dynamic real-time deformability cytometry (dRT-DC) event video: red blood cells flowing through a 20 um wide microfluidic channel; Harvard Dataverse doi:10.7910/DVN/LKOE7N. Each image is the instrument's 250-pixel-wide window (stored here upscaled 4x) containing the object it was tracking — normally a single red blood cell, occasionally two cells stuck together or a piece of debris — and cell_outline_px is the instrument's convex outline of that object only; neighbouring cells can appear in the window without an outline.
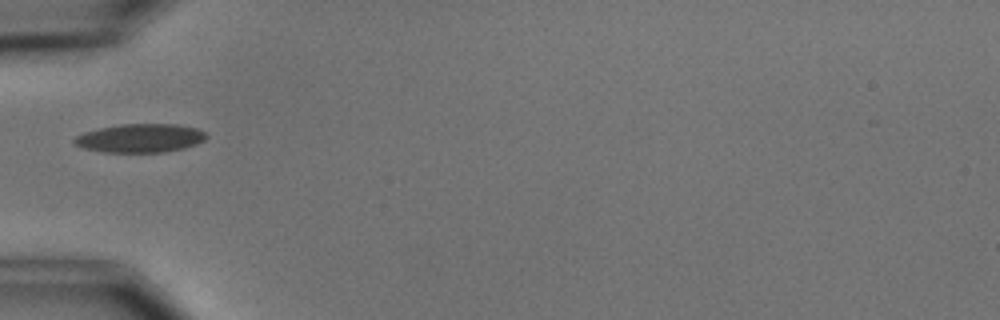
{"species": "common noctule bat (a hibernating species)", "species_latin": "Nyctalus noctula", "temperature_condition": "cold", "stored_images_in_passage": 5, "camera_frame_rate_fps": 3000, "um_per_image_px": 0.085, "animal": {"sex": "male", "body_mass_g": 15.6}, "frame": {"image": 1, "passage_image": 5, "time_ms": 5.667, "image_size_px": [1000, 320], "cell_outline_px": [[208, 136], [204, 140], [196, 144], [184, 148], [164, 152], [104, 152], [84, 148], [76, 144], [72, 140], [76, 136], [84, 132], [100, 128], [120, 124], [176, 124], [196, 128], [204, 132]], "centroid_in_image_um": [11.92, 11.74], "position_along_channel_um": 73.1, "area_um2": 21.91}}